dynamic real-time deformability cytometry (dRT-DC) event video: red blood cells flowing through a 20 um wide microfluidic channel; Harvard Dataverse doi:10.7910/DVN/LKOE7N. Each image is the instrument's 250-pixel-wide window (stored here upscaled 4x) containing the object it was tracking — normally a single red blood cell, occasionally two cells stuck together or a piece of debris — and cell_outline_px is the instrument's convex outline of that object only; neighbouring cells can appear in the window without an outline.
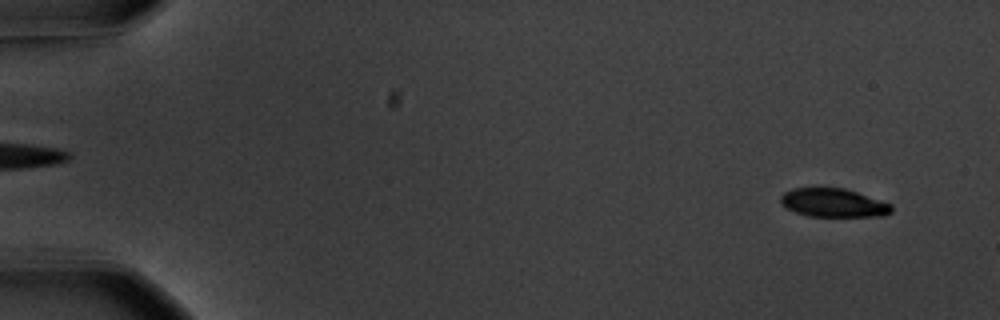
{"species": "common noctule bat (a hibernating species)", "species_latin": "Nyctalus noctula", "temperature_condition": "warm", "stored_images_in_passage": 14, "camera_frame_rate_fps": 3000, "um_per_image_px": 0.085, "animal": {"sex": "male", "body_mass_g": 20.1, "forearm_length_mm": 53.5}, "frame": {"image": 1, "passage_image": 4, "time_ms": 1.0, "image_size_px": [1000, 320], "cell_outline_px": [[892, 212], [884, 216], [808, 216], [796, 212], [780, 204], [780, 196], [784, 192], [792, 188], [844, 188], [892, 204]], "centroid_in_image_um": [70.83, 17.24], "position_along_channel_um": 14.2, "area_um2": 18.38}}